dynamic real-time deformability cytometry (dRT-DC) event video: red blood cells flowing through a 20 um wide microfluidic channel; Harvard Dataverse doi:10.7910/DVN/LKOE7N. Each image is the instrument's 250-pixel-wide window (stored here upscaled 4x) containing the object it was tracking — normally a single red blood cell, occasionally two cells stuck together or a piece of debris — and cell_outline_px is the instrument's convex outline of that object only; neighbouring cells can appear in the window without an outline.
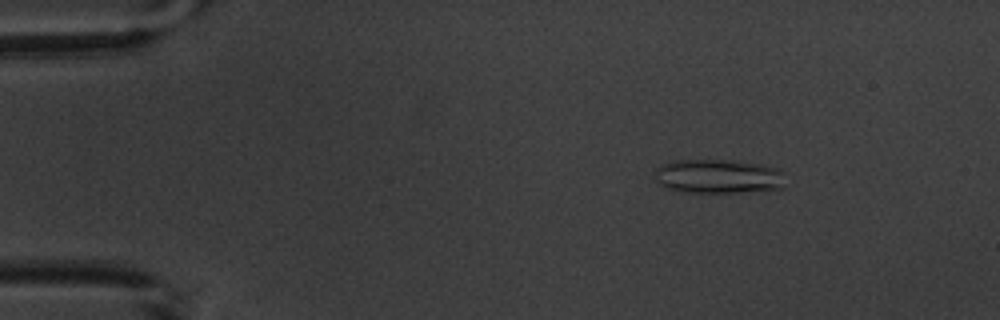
{"species": "common noctule bat (a hibernating species)", "species_latin": "Nyctalus noctula", "temperature_condition": "warm", "stored_images_in_passage": 10, "camera_frame_rate_fps": 3000, "um_per_image_px": 0.085, "animal": {"sex": "male", "body_mass_g": 20.1, "forearm_length_mm": 53.5}, "frame": {"image": 1, "passage_image": 3, "time_ms": 2.333, "image_size_px": [1000, 320], "cell_outline_px": [[784, 188], [740, 192], [684, 192], [664, 188], [656, 180], [656, 168], [660, 164], [672, 160], [732, 160], [756, 164], [776, 168], [784, 172]], "centroid_in_image_um": [61.02, 14.99], "position_along_channel_um": 24.0, "area_um2": 26.07}}
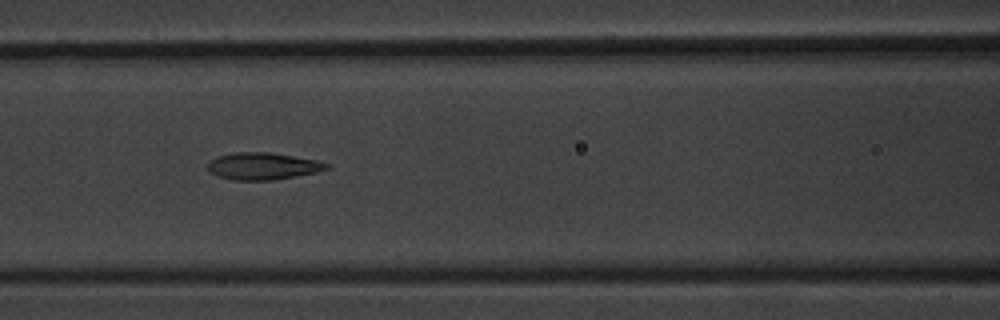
{"frame": {"image": 2, "passage_image": 7, "time_ms": 7.667, "image_size_px": [1000, 320], "cell_outline_px": [[332, 168], [316, 172], [296, 176], [272, 180], [232, 180], [216, 176], [208, 168], [208, 160], [232, 152], [268, 152], [316, 160], [332, 164]], "centroid_in_image_um": [22.36, 14.12], "position_along_channel_um": 144.2, "area_um2": 18.79}}
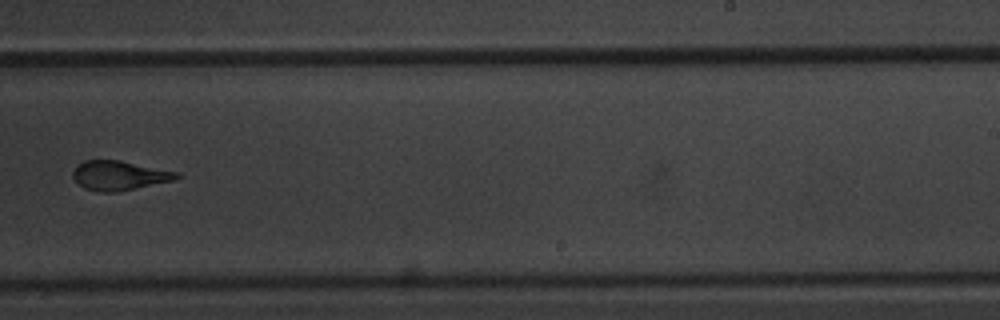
{"frame": {"image": 3, "passage_image": 10, "time_ms": 11.333, "image_size_px": [1000, 320], "cell_outline_px": [[180, 176], [176, 180], [116, 192], [100, 192], [84, 188], [72, 176], [72, 172], [76, 164], [84, 160], [120, 160], [180, 172]], "centroid_in_image_um": [10.15, 14.9], "position_along_channel_um": 278.9, "area_um2": 17.92}}